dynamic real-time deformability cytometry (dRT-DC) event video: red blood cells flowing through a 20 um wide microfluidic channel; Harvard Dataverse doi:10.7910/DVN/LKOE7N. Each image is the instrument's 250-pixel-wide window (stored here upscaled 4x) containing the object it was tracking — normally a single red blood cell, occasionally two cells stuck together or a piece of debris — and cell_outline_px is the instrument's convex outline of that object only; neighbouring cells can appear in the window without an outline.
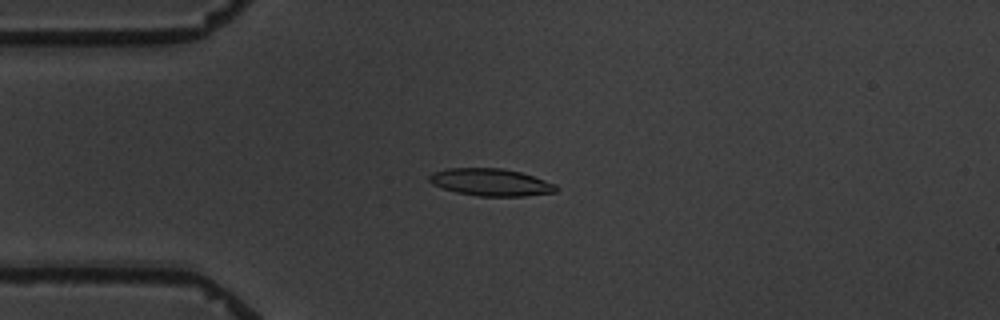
{"species": "common noctule bat (a hibernating species)", "species_latin": "Nyctalus noctula", "temperature_condition": "warm", "stored_images_in_passage": 5, "camera_frame_rate_fps": 3000, "um_per_image_px": 0.085, "animal": {"sex": "male", "body_mass_g": 19.5, "forearm_length_mm": 54.6}, "frame": {"image": 1, "passage_image": 3, "time_ms": 3.0, "image_size_px": [1000, 320], "cell_outline_px": [[560, 188], [556, 192], [524, 196], [480, 196], [456, 192], [432, 184], [428, 180], [428, 176], [432, 172], [448, 168], [504, 168], [520, 172], [556, 184]], "centroid_in_image_um": [41.72, 15.49], "position_along_channel_um": 43.3, "area_um2": 20.17}}
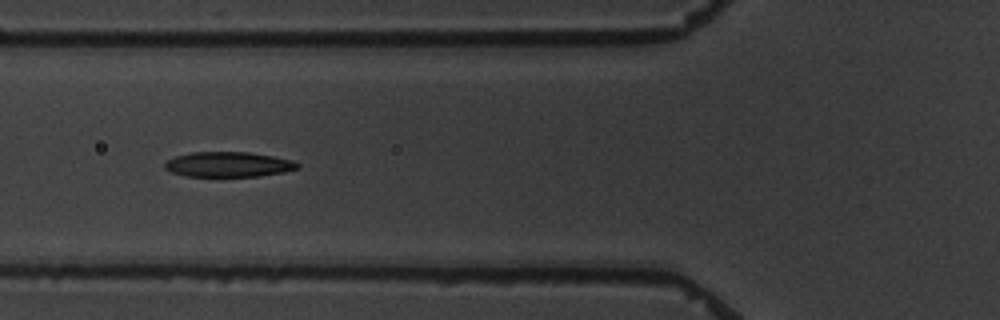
{"frame": {"image": 2, "passage_image": 5, "time_ms": 5.333, "image_size_px": [1000, 320], "cell_outline_px": [[300, 168], [284, 172], [260, 176], [184, 176], [172, 172], [164, 168], [164, 164], [168, 160], [176, 156], [192, 152], [248, 152], [272, 156], [292, 160], [300, 164]], "centroid_in_image_um": [19.43, 13.98], "position_along_channel_um": 106.4, "area_um2": 19.36}}